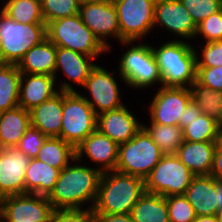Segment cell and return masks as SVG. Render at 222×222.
Returning a JSON list of instances; mask_svg holds the SVG:
<instances>
[{"label": "cell", "mask_w": 222, "mask_h": 222, "mask_svg": "<svg viewBox=\"0 0 222 222\" xmlns=\"http://www.w3.org/2000/svg\"><path fill=\"white\" fill-rule=\"evenodd\" d=\"M59 172L53 190L47 196L53 209H83L82 205L91 204L92 209L98 194V186L102 173L98 168L78 164L73 160ZM77 163V165H76Z\"/></svg>", "instance_id": "1"}, {"label": "cell", "mask_w": 222, "mask_h": 222, "mask_svg": "<svg viewBox=\"0 0 222 222\" xmlns=\"http://www.w3.org/2000/svg\"><path fill=\"white\" fill-rule=\"evenodd\" d=\"M146 192L143 179L115 170L101 175L93 214H130Z\"/></svg>", "instance_id": "2"}, {"label": "cell", "mask_w": 222, "mask_h": 222, "mask_svg": "<svg viewBox=\"0 0 222 222\" xmlns=\"http://www.w3.org/2000/svg\"><path fill=\"white\" fill-rule=\"evenodd\" d=\"M189 42L174 39L152 47L164 87L190 88L196 80V52Z\"/></svg>", "instance_id": "3"}, {"label": "cell", "mask_w": 222, "mask_h": 222, "mask_svg": "<svg viewBox=\"0 0 222 222\" xmlns=\"http://www.w3.org/2000/svg\"><path fill=\"white\" fill-rule=\"evenodd\" d=\"M47 38L56 46L93 58L109 49L83 23L79 14L53 20L46 25Z\"/></svg>", "instance_id": "4"}, {"label": "cell", "mask_w": 222, "mask_h": 222, "mask_svg": "<svg viewBox=\"0 0 222 222\" xmlns=\"http://www.w3.org/2000/svg\"><path fill=\"white\" fill-rule=\"evenodd\" d=\"M46 37V24L15 22L0 10V63L18 64Z\"/></svg>", "instance_id": "5"}, {"label": "cell", "mask_w": 222, "mask_h": 222, "mask_svg": "<svg viewBox=\"0 0 222 222\" xmlns=\"http://www.w3.org/2000/svg\"><path fill=\"white\" fill-rule=\"evenodd\" d=\"M163 155L148 133L141 128L131 140L119 144L115 171L145 180Z\"/></svg>", "instance_id": "6"}, {"label": "cell", "mask_w": 222, "mask_h": 222, "mask_svg": "<svg viewBox=\"0 0 222 222\" xmlns=\"http://www.w3.org/2000/svg\"><path fill=\"white\" fill-rule=\"evenodd\" d=\"M97 115L77 91H63L60 138L76 148L96 130Z\"/></svg>", "instance_id": "7"}, {"label": "cell", "mask_w": 222, "mask_h": 222, "mask_svg": "<svg viewBox=\"0 0 222 222\" xmlns=\"http://www.w3.org/2000/svg\"><path fill=\"white\" fill-rule=\"evenodd\" d=\"M123 53L119 61V75L131 88L144 89L158 83L161 84V72L155 59L152 46L141 43L134 44Z\"/></svg>", "instance_id": "8"}, {"label": "cell", "mask_w": 222, "mask_h": 222, "mask_svg": "<svg viewBox=\"0 0 222 222\" xmlns=\"http://www.w3.org/2000/svg\"><path fill=\"white\" fill-rule=\"evenodd\" d=\"M119 26L120 43L131 46L151 31H154V11L156 0H112Z\"/></svg>", "instance_id": "9"}, {"label": "cell", "mask_w": 222, "mask_h": 222, "mask_svg": "<svg viewBox=\"0 0 222 222\" xmlns=\"http://www.w3.org/2000/svg\"><path fill=\"white\" fill-rule=\"evenodd\" d=\"M194 175L176 154H164L144 180L147 193L184 195Z\"/></svg>", "instance_id": "10"}, {"label": "cell", "mask_w": 222, "mask_h": 222, "mask_svg": "<svg viewBox=\"0 0 222 222\" xmlns=\"http://www.w3.org/2000/svg\"><path fill=\"white\" fill-rule=\"evenodd\" d=\"M53 210L47 196L31 193L5 196L1 203L5 222H50Z\"/></svg>", "instance_id": "11"}, {"label": "cell", "mask_w": 222, "mask_h": 222, "mask_svg": "<svg viewBox=\"0 0 222 222\" xmlns=\"http://www.w3.org/2000/svg\"><path fill=\"white\" fill-rule=\"evenodd\" d=\"M79 15L83 23L109 50L111 49L106 38L112 36L120 42L119 20L112 0L82 2Z\"/></svg>", "instance_id": "12"}, {"label": "cell", "mask_w": 222, "mask_h": 222, "mask_svg": "<svg viewBox=\"0 0 222 222\" xmlns=\"http://www.w3.org/2000/svg\"><path fill=\"white\" fill-rule=\"evenodd\" d=\"M149 103L150 122L179 126L183 112L192 100L190 88L161 86Z\"/></svg>", "instance_id": "13"}, {"label": "cell", "mask_w": 222, "mask_h": 222, "mask_svg": "<svg viewBox=\"0 0 222 222\" xmlns=\"http://www.w3.org/2000/svg\"><path fill=\"white\" fill-rule=\"evenodd\" d=\"M115 78L114 74L97 64L89 73L83 88L90 93L91 99L86 96L83 98L90 104L96 115L115 110L124 105Z\"/></svg>", "instance_id": "14"}, {"label": "cell", "mask_w": 222, "mask_h": 222, "mask_svg": "<svg viewBox=\"0 0 222 222\" xmlns=\"http://www.w3.org/2000/svg\"><path fill=\"white\" fill-rule=\"evenodd\" d=\"M30 158L16 147L0 148V194L25 193V172Z\"/></svg>", "instance_id": "15"}, {"label": "cell", "mask_w": 222, "mask_h": 222, "mask_svg": "<svg viewBox=\"0 0 222 222\" xmlns=\"http://www.w3.org/2000/svg\"><path fill=\"white\" fill-rule=\"evenodd\" d=\"M153 25L183 37V41L195 38L197 31V25L179 0H156Z\"/></svg>", "instance_id": "16"}, {"label": "cell", "mask_w": 222, "mask_h": 222, "mask_svg": "<svg viewBox=\"0 0 222 222\" xmlns=\"http://www.w3.org/2000/svg\"><path fill=\"white\" fill-rule=\"evenodd\" d=\"M59 92L39 106L30 110L31 126L40 130L47 137H60L63 115V91H76L64 81Z\"/></svg>", "instance_id": "17"}, {"label": "cell", "mask_w": 222, "mask_h": 222, "mask_svg": "<svg viewBox=\"0 0 222 222\" xmlns=\"http://www.w3.org/2000/svg\"><path fill=\"white\" fill-rule=\"evenodd\" d=\"M142 128V123L123 105L97 115L96 129L118 145L131 140Z\"/></svg>", "instance_id": "18"}, {"label": "cell", "mask_w": 222, "mask_h": 222, "mask_svg": "<svg viewBox=\"0 0 222 222\" xmlns=\"http://www.w3.org/2000/svg\"><path fill=\"white\" fill-rule=\"evenodd\" d=\"M118 144L97 129L76 148V159L82 162L83 156L96 163L101 173L116 169L118 160Z\"/></svg>", "instance_id": "19"}, {"label": "cell", "mask_w": 222, "mask_h": 222, "mask_svg": "<svg viewBox=\"0 0 222 222\" xmlns=\"http://www.w3.org/2000/svg\"><path fill=\"white\" fill-rule=\"evenodd\" d=\"M56 78L46 74H21L19 106L27 111L39 106L53 97L56 90Z\"/></svg>", "instance_id": "20"}, {"label": "cell", "mask_w": 222, "mask_h": 222, "mask_svg": "<svg viewBox=\"0 0 222 222\" xmlns=\"http://www.w3.org/2000/svg\"><path fill=\"white\" fill-rule=\"evenodd\" d=\"M210 175L195 176L184 196L193 207L196 216L216 215L218 211L216 183Z\"/></svg>", "instance_id": "21"}, {"label": "cell", "mask_w": 222, "mask_h": 222, "mask_svg": "<svg viewBox=\"0 0 222 222\" xmlns=\"http://www.w3.org/2000/svg\"><path fill=\"white\" fill-rule=\"evenodd\" d=\"M217 143L183 141L176 155L194 175H210Z\"/></svg>", "instance_id": "22"}, {"label": "cell", "mask_w": 222, "mask_h": 222, "mask_svg": "<svg viewBox=\"0 0 222 222\" xmlns=\"http://www.w3.org/2000/svg\"><path fill=\"white\" fill-rule=\"evenodd\" d=\"M95 58L85 54L56 46V64L54 77L62 71L69 81L79 86H84L89 73L96 64L91 63ZM57 72V73H56Z\"/></svg>", "instance_id": "23"}, {"label": "cell", "mask_w": 222, "mask_h": 222, "mask_svg": "<svg viewBox=\"0 0 222 222\" xmlns=\"http://www.w3.org/2000/svg\"><path fill=\"white\" fill-rule=\"evenodd\" d=\"M56 45L47 37L25 53L17 66L21 73L54 76Z\"/></svg>", "instance_id": "24"}, {"label": "cell", "mask_w": 222, "mask_h": 222, "mask_svg": "<svg viewBox=\"0 0 222 222\" xmlns=\"http://www.w3.org/2000/svg\"><path fill=\"white\" fill-rule=\"evenodd\" d=\"M30 125V111L20 106L0 112V148L16 147Z\"/></svg>", "instance_id": "25"}, {"label": "cell", "mask_w": 222, "mask_h": 222, "mask_svg": "<svg viewBox=\"0 0 222 222\" xmlns=\"http://www.w3.org/2000/svg\"><path fill=\"white\" fill-rule=\"evenodd\" d=\"M60 170L36 158H30L25 172V193L48 196L54 188Z\"/></svg>", "instance_id": "26"}, {"label": "cell", "mask_w": 222, "mask_h": 222, "mask_svg": "<svg viewBox=\"0 0 222 222\" xmlns=\"http://www.w3.org/2000/svg\"><path fill=\"white\" fill-rule=\"evenodd\" d=\"M134 222H170L166 198L145 192L130 213Z\"/></svg>", "instance_id": "27"}, {"label": "cell", "mask_w": 222, "mask_h": 222, "mask_svg": "<svg viewBox=\"0 0 222 222\" xmlns=\"http://www.w3.org/2000/svg\"><path fill=\"white\" fill-rule=\"evenodd\" d=\"M21 74L17 64L0 63V112L19 106Z\"/></svg>", "instance_id": "28"}, {"label": "cell", "mask_w": 222, "mask_h": 222, "mask_svg": "<svg viewBox=\"0 0 222 222\" xmlns=\"http://www.w3.org/2000/svg\"><path fill=\"white\" fill-rule=\"evenodd\" d=\"M76 157L75 148L60 137H47L35 157L60 171Z\"/></svg>", "instance_id": "29"}, {"label": "cell", "mask_w": 222, "mask_h": 222, "mask_svg": "<svg viewBox=\"0 0 222 222\" xmlns=\"http://www.w3.org/2000/svg\"><path fill=\"white\" fill-rule=\"evenodd\" d=\"M142 128L164 154H176L178 148L183 144V129L180 126L151 122L150 126L142 124Z\"/></svg>", "instance_id": "30"}, {"label": "cell", "mask_w": 222, "mask_h": 222, "mask_svg": "<svg viewBox=\"0 0 222 222\" xmlns=\"http://www.w3.org/2000/svg\"><path fill=\"white\" fill-rule=\"evenodd\" d=\"M190 91L201 112L222 125V92L203 86L196 80L191 84Z\"/></svg>", "instance_id": "31"}, {"label": "cell", "mask_w": 222, "mask_h": 222, "mask_svg": "<svg viewBox=\"0 0 222 222\" xmlns=\"http://www.w3.org/2000/svg\"><path fill=\"white\" fill-rule=\"evenodd\" d=\"M1 11L15 22L45 24L40 0H6Z\"/></svg>", "instance_id": "32"}, {"label": "cell", "mask_w": 222, "mask_h": 222, "mask_svg": "<svg viewBox=\"0 0 222 222\" xmlns=\"http://www.w3.org/2000/svg\"><path fill=\"white\" fill-rule=\"evenodd\" d=\"M220 124L210 116L201 113L183 129V139L189 142H208L219 140Z\"/></svg>", "instance_id": "33"}, {"label": "cell", "mask_w": 222, "mask_h": 222, "mask_svg": "<svg viewBox=\"0 0 222 222\" xmlns=\"http://www.w3.org/2000/svg\"><path fill=\"white\" fill-rule=\"evenodd\" d=\"M45 24L53 20L79 14V0H40Z\"/></svg>", "instance_id": "34"}, {"label": "cell", "mask_w": 222, "mask_h": 222, "mask_svg": "<svg viewBox=\"0 0 222 222\" xmlns=\"http://www.w3.org/2000/svg\"><path fill=\"white\" fill-rule=\"evenodd\" d=\"M170 222H193L196 214L184 195H170L165 197Z\"/></svg>", "instance_id": "35"}, {"label": "cell", "mask_w": 222, "mask_h": 222, "mask_svg": "<svg viewBox=\"0 0 222 222\" xmlns=\"http://www.w3.org/2000/svg\"><path fill=\"white\" fill-rule=\"evenodd\" d=\"M198 25L210 15L222 9V0H179Z\"/></svg>", "instance_id": "36"}, {"label": "cell", "mask_w": 222, "mask_h": 222, "mask_svg": "<svg viewBox=\"0 0 222 222\" xmlns=\"http://www.w3.org/2000/svg\"><path fill=\"white\" fill-rule=\"evenodd\" d=\"M46 138L47 136H45L40 130L30 125L24 135L20 138L16 148L23 152L27 157L35 158Z\"/></svg>", "instance_id": "37"}, {"label": "cell", "mask_w": 222, "mask_h": 222, "mask_svg": "<svg viewBox=\"0 0 222 222\" xmlns=\"http://www.w3.org/2000/svg\"><path fill=\"white\" fill-rule=\"evenodd\" d=\"M200 35L205 42L222 40V9L197 25L195 37Z\"/></svg>", "instance_id": "38"}, {"label": "cell", "mask_w": 222, "mask_h": 222, "mask_svg": "<svg viewBox=\"0 0 222 222\" xmlns=\"http://www.w3.org/2000/svg\"><path fill=\"white\" fill-rule=\"evenodd\" d=\"M201 59L196 52V67H217L222 66V40L204 42Z\"/></svg>", "instance_id": "39"}, {"label": "cell", "mask_w": 222, "mask_h": 222, "mask_svg": "<svg viewBox=\"0 0 222 222\" xmlns=\"http://www.w3.org/2000/svg\"><path fill=\"white\" fill-rule=\"evenodd\" d=\"M94 219L92 209H55L50 222H91Z\"/></svg>", "instance_id": "40"}, {"label": "cell", "mask_w": 222, "mask_h": 222, "mask_svg": "<svg viewBox=\"0 0 222 222\" xmlns=\"http://www.w3.org/2000/svg\"><path fill=\"white\" fill-rule=\"evenodd\" d=\"M196 81L212 90L222 92V66L196 67Z\"/></svg>", "instance_id": "41"}, {"label": "cell", "mask_w": 222, "mask_h": 222, "mask_svg": "<svg viewBox=\"0 0 222 222\" xmlns=\"http://www.w3.org/2000/svg\"><path fill=\"white\" fill-rule=\"evenodd\" d=\"M201 113L202 112L196 105V103L191 100L183 112V119L179 120V126L184 129L186 126L189 125L190 121H192L193 119H197Z\"/></svg>", "instance_id": "42"}, {"label": "cell", "mask_w": 222, "mask_h": 222, "mask_svg": "<svg viewBox=\"0 0 222 222\" xmlns=\"http://www.w3.org/2000/svg\"><path fill=\"white\" fill-rule=\"evenodd\" d=\"M210 176H213L217 180H222V145L219 142L215 149Z\"/></svg>", "instance_id": "43"}, {"label": "cell", "mask_w": 222, "mask_h": 222, "mask_svg": "<svg viewBox=\"0 0 222 222\" xmlns=\"http://www.w3.org/2000/svg\"><path fill=\"white\" fill-rule=\"evenodd\" d=\"M96 222H134L130 214H94Z\"/></svg>", "instance_id": "44"}, {"label": "cell", "mask_w": 222, "mask_h": 222, "mask_svg": "<svg viewBox=\"0 0 222 222\" xmlns=\"http://www.w3.org/2000/svg\"><path fill=\"white\" fill-rule=\"evenodd\" d=\"M218 209L222 207V180L216 183Z\"/></svg>", "instance_id": "45"}, {"label": "cell", "mask_w": 222, "mask_h": 222, "mask_svg": "<svg viewBox=\"0 0 222 222\" xmlns=\"http://www.w3.org/2000/svg\"><path fill=\"white\" fill-rule=\"evenodd\" d=\"M193 222H219L216 215L211 216H196Z\"/></svg>", "instance_id": "46"}, {"label": "cell", "mask_w": 222, "mask_h": 222, "mask_svg": "<svg viewBox=\"0 0 222 222\" xmlns=\"http://www.w3.org/2000/svg\"><path fill=\"white\" fill-rule=\"evenodd\" d=\"M216 216L218 221L222 222V207L218 209Z\"/></svg>", "instance_id": "47"}, {"label": "cell", "mask_w": 222, "mask_h": 222, "mask_svg": "<svg viewBox=\"0 0 222 222\" xmlns=\"http://www.w3.org/2000/svg\"><path fill=\"white\" fill-rule=\"evenodd\" d=\"M218 142L222 145V125H220V129H219V140Z\"/></svg>", "instance_id": "48"}, {"label": "cell", "mask_w": 222, "mask_h": 222, "mask_svg": "<svg viewBox=\"0 0 222 222\" xmlns=\"http://www.w3.org/2000/svg\"><path fill=\"white\" fill-rule=\"evenodd\" d=\"M88 1H98V0H79L80 3H82V2H88Z\"/></svg>", "instance_id": "49"}, {"label": "cell", "mask_w": 222, "mask_h": 222, "mask_svg": "<svg viewBox=\"0 0 222 222\" xmlns=\"http://www.w3.org/2000/svg\"><path fill=\"white\" fill-rule=\"evenodd\" d=\"M3 198L4 197L0 194V203H2Z\"/></svg>", "instance_id": "50"}, {"label": "cell", "mask_w": 222, "mask_h": 222, "mask_svg": "<svg viewBox=\"0 0 222 222\" xmlns=\"http://www.w3.org/2000/svg\"><path fill=\"white\" fill-rule=\"evenodd\" d=\"M0 222H5L4 219L2 217H0Z\"/></svg>", "instance_id": "51"}]
</instances>
